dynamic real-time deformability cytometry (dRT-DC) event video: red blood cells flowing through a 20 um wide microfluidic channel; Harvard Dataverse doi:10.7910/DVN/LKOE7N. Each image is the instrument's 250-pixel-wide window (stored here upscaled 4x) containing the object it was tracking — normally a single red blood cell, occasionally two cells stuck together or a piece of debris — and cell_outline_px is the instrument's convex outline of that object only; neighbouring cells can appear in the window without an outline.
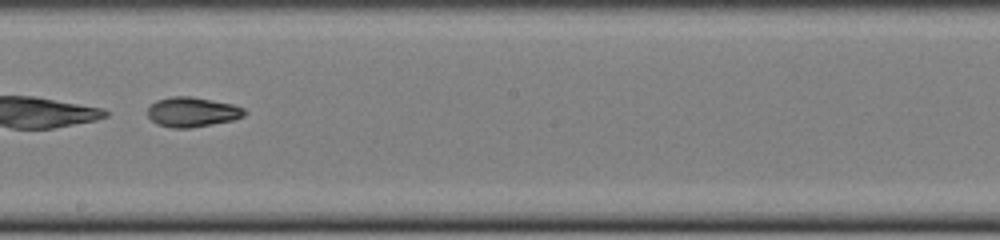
{"species": "common noctule bat (a hibernating species)", "species_latin": "Nyctalus noctula", "temperature_condition": "cold", "stored_images_in_passage": 48, "camera_frame_rate_fps": 3000, "um_per_image_px": 0.085, "animal": {"sex": "female", "body_mass_g": 22.0, "forearm_length_mm": 56.7}, "frame": {"image": 1, "passage_image": 28, "time_ms": 9.0, "image_size_px": [1000, 240], "cell_outline_px": [[248, 112], [244, 116], [232, 120], [188, 128], [172, 128], [156, 124], [148, 116], [148, 108], [156, 100], [172, 96], [192, 96], [232, 104], [244, 108]], "centroid_in_image_um": [16.34, 9.51], "position_along_channel_um": 231.9, "area_um2": 16.76}}